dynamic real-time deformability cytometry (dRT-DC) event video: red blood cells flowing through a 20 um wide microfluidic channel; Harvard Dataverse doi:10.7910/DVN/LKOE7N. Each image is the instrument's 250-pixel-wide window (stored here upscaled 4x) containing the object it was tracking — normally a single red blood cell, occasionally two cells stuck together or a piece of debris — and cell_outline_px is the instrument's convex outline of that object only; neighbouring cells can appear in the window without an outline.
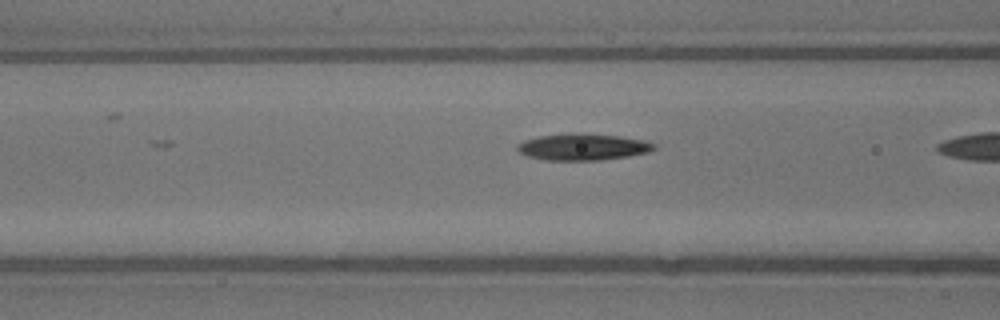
{"species": "common noctule bat (a hibernating species)", "species_latin": "Nyctalus noctula", "temperature_condition": "warm", "stored_images_in_passage": 6, "camera_frame_rate_fps": 3000, "um_per_image_px": 0.085, "animal": {"sex": "male", "body_mass_g": 13.3}, "frame": {"image": 1, "passage_image": 5, "time_ms": 1.333, "image_size_px": [1000, 320], "cell_outline_px": [[656, 148], [648, 152], [628, 156], [600, 160], [544, 160], [528, 156], [520, 152], [516, 148], [516, 144], [524, 140], [540, 136], [572, 132], [580, 132], [620, 136], [644, 140], [656, 144]], "centroid_in_image_um": [49.54, 12.47], "position_along_channel_um": 117.1, "area_um2": 21.39}}